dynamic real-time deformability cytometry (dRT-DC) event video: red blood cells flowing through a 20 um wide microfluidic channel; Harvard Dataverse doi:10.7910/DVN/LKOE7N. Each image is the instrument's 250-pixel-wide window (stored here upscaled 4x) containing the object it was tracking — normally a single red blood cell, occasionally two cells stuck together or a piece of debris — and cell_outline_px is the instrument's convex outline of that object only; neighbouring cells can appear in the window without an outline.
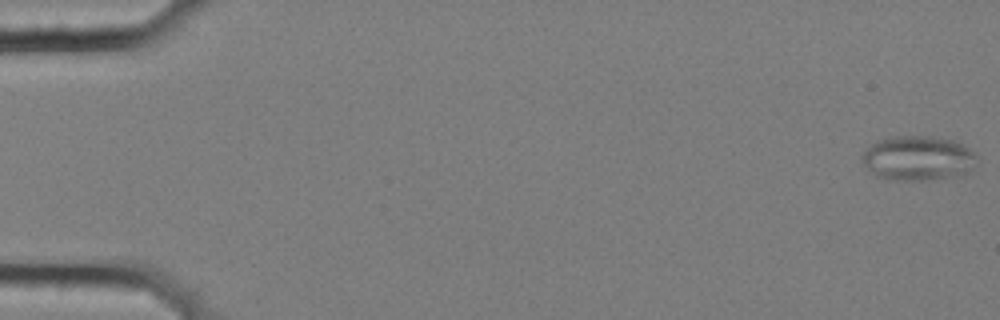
{"species": "common noctule bat (a hibernating species)", "species_latin": "Nyctalus noctula", "temperature_condition": "cold", "stored_images_in_passage": 57, "camera_frame_rate_fps": 3000, "um_per_image_px": 0.085, "animal": {"sex": "female", "body_mass_g": 25.1}, "frame": {"image": 1, "passage_image": 1, "time_ms": 0.0, "image_size_px": [1000, 320], "cell_outline_px": [[976, 164], [968, 172], [928, 180], [888, 180], [876, 176], [864, 164], [860, 156], [876, 140], [892, 136], [932, 136], [952, 140], [964, 144], [976, 156]], "centroid_in_image_um": [78.0, 13.43], "position_along_channel_um": 7.0, "area_um2": 29.77}}
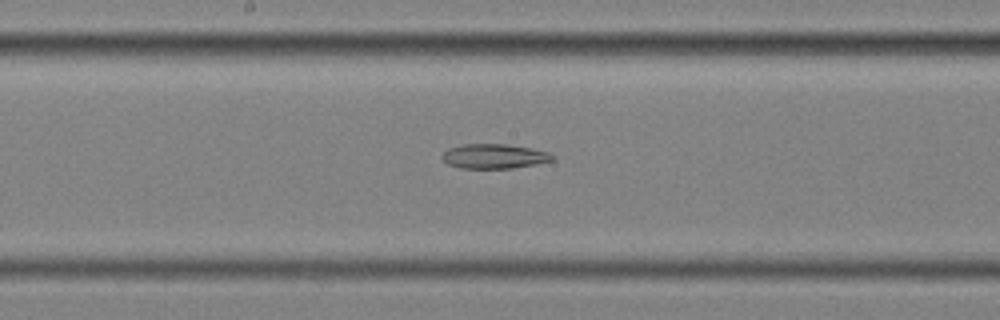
{"frame": {"image": 2, "passage_image": 31, "time_ms": 10.0, "image_size_px": [1000, 320], "cell_outline_px": [[556, 160], [536, 164], [512, 168], [460, 168], [448, 164], [444, 160], [444, 152], [448, 148], [460, 144], [508, 144], [532, 148], [548, 152], [556, 156]], "centroid_in_image_um": [42.06, 13.27], "position_along_channel_um": 206.1, "area_um2": 15.9}}
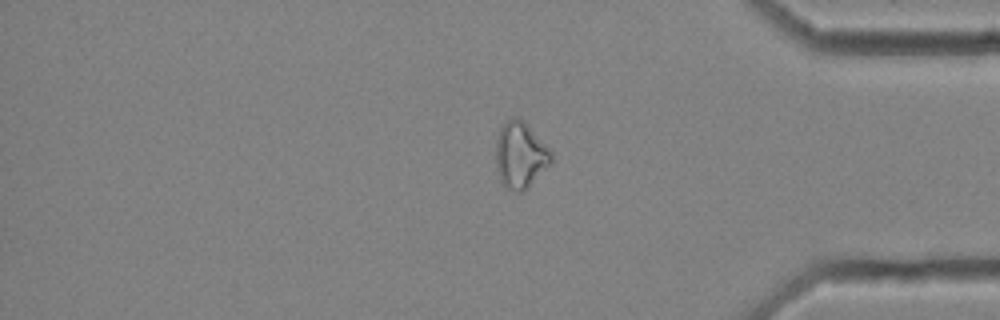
{"frame": {"image": 3, "passage_image": 48, "time_ms": 15.667, "image_size_px": [1000, 320], "cell_outline_px": [[552, 164], [520, 192], [516, 192], [508, 188], [500, 180], [496, 168], [496, 140], [500, 128], [512, 116], [520, 116], [524, 120], [552, 152]], "centroid_in_image_um": [44.22, 13.14], "position_along_channel_um": 391.0, "area_um2": 21.27}}